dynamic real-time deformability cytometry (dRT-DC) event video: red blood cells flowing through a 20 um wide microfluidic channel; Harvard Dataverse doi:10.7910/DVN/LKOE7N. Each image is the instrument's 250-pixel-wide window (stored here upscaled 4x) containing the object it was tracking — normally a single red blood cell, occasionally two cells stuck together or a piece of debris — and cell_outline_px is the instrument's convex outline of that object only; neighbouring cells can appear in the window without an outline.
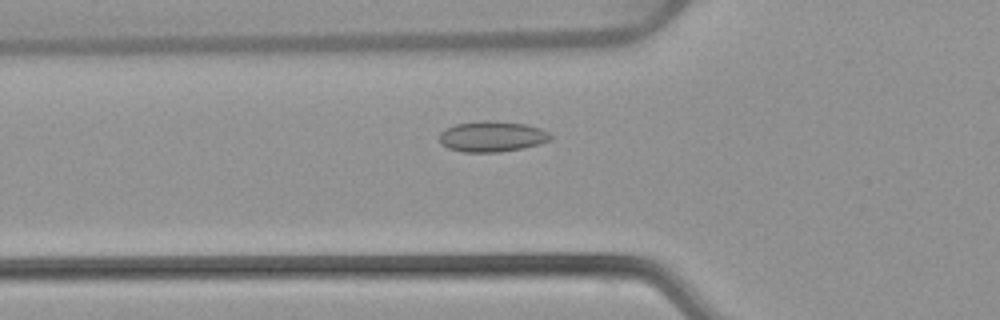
{"species": "common noctule bat (a hibernating species)", "species_latin": "Nyctalus noctula", "temperature_condition": "warm", "stored_images_in_passage": 48, "camera_frame_rate_fps": 3000, "um_per_image_px": 0.085, "animal": {"sex": "female", "body_mass_g": 22.7, "forearm_length_mm": 54.2}, "frame": {"image": 1, "passage_image": 19, "time_ms": 6.0, "image_size_px": [1000, 320], "cell_outline_px": [[552, 140], [540, 144], [524, 148], [500, 152], [464, 152], [448, 148], [440, 144], [440, 132], [444, 128], [456, 124], [484, 120], [496, 120], [524, 124], [540, 128], [548, 132], [552, 136]], "centroid_in_image_um": [41.83, 11.6], "position_along_channel_um": 84.0, "area_um2": 20.11}}
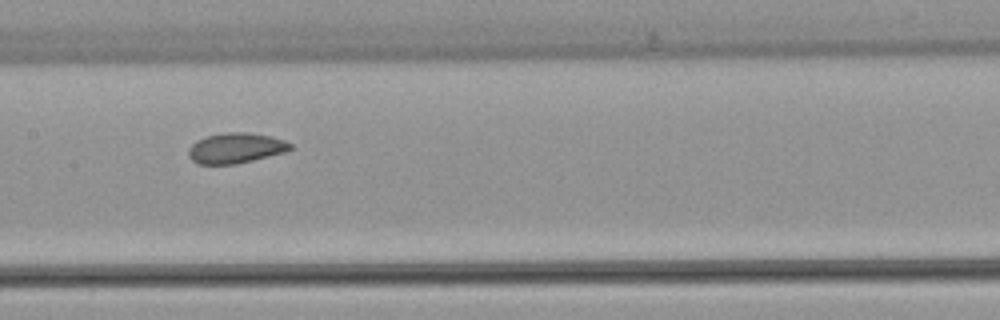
{"frame": {"image": 2, "passage_image": 27, "time_ms": 8.667, "image_size_px": [1000, 320], "cell_outline_px": [[292, 148], [284, 152], [236, 164], [196, 164], [188, 156], [188, 148], [196, 140], [208, 136], [224, 132], [244, 132], [272, 136], [284, 140], [292, 144]], "centroid_in_image_um": [20.01, 12.58], "position_along_channel_um": 187.4, "area_um2": 17.98}}
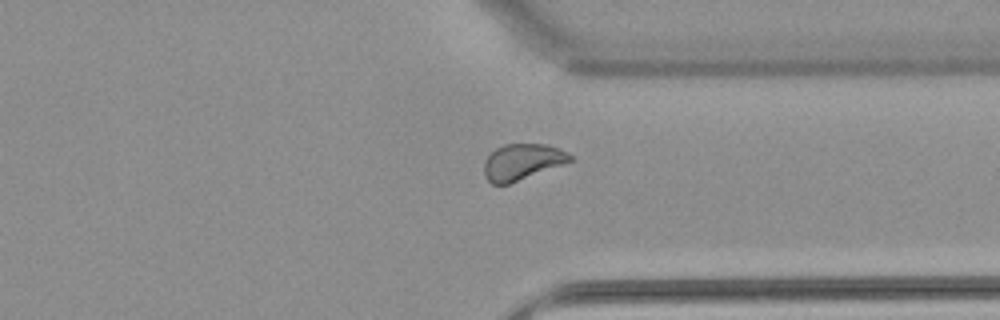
{"frame": {"image": 3, "passage_image": 41, "time_ms": 13.333, "image_size_px": [1000, 320], "cell_outline_px": [[572, 160], [564, 164], [508, 184], [492, 184], [484, 176], [484, 160], [496, 148], [504, 144], [548, 144], [568, 152], [572, 156]], "centroid_in_image_um": [44.38, 13.75], "position_along_channel_um": 367.0, "area_um2": 18.03}, "authors_computed_cell_mechanics": {"area_um2": 18.8139, "velocity_mm_per_s": 3.8557, "shape_relaxation_time_tau1_ms": null, "shape_relaxation_time_tau2_ms": 2.5864, "deformation_change_tau1": null, "deformation_change_tau2": 0.0543}}